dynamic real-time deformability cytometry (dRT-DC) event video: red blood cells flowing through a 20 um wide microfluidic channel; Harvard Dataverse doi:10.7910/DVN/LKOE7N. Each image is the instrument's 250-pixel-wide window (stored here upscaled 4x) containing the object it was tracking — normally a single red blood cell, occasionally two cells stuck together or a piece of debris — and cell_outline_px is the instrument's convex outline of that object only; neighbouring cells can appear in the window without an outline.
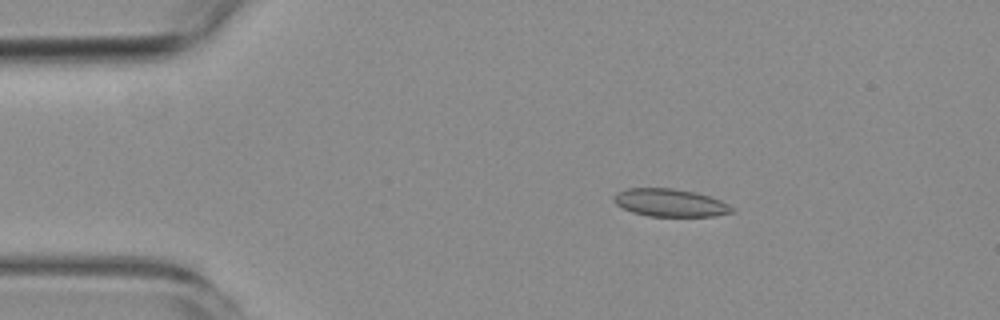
{"species": "common noctule bat (a hibernating species)", "species_latin": "Nyctalus noctula", "temperature_condition": "room temperature", "stored_images_in_passage": 6, "camera_frame_rate_fps": 3000, "um_per_image_px": 0.085, "animal": {"sex": "female", "body_mass_g": 19.3, "forearm_length_mm": 54.1}, "frame": {"image": 1, "passage_image": 3, "time_ms": 2.333, "image_size_px": [1000, 320], "cell_outline_px": [[736, 212], [716, 216], [648, 216], [632, 212], [616, 204], [612, 200], [612, 196], [616, 192], [628, 188], [672, 188], [696, 192], [720, 200], [728, 204]], "centroid_in_image_um": [56.94, 17.23], "position_along_channel_um": 28.1, "area_um2": 19.19}}
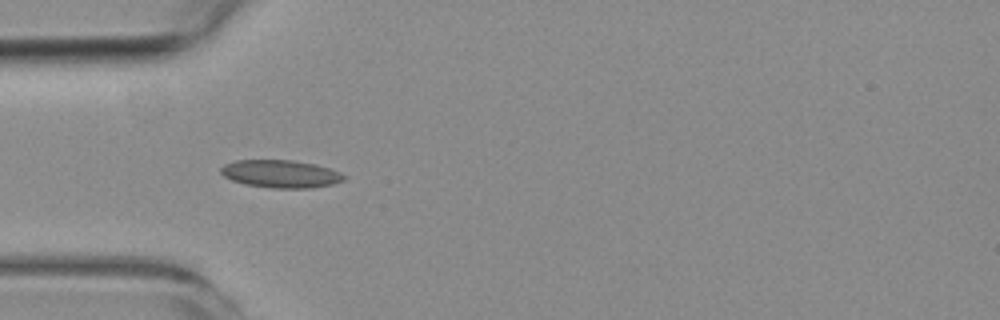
{"frame": {"image": 2, "passage_image": 5, "time_ms": 4.667, "image_size_px": [1000, 320], "cell_outline_px": [[348, 176], [344, 180], [332, 184], [312, 188], [272, 188], [244, 184], [232, 180], [224, 176], [220, 172], [220, 168], [224, 164], [236, 160], [292, 160], [316, 164], [340, 172]], "centroid_in_image_um": [23.87, 14.78], "position_along_channel_um": 61.1, "area_um2": 20.0}}
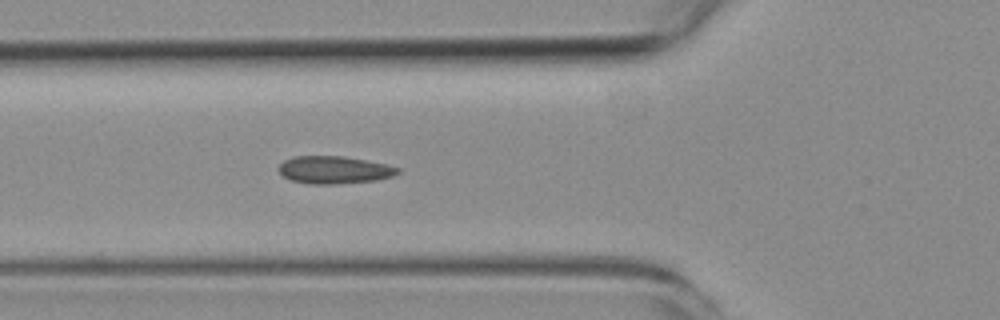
{"frame": {"image": 3, "passage_image": 6, "time_ms": 5.667, "image_size_px": [1000, 320], "cell_outline_px": [[400, 172], [392, 176], [376, 180], [336, 184], [308, 184], [292, 180], [284, 176], [276, 168], [284, 160], [292, 156], [344, 156], [388, 164], [400, 168]], "centroid_in_image_um": [28.4, 14.43], "position_along_channel_um": 97.4, "area_um2": 19.25}}